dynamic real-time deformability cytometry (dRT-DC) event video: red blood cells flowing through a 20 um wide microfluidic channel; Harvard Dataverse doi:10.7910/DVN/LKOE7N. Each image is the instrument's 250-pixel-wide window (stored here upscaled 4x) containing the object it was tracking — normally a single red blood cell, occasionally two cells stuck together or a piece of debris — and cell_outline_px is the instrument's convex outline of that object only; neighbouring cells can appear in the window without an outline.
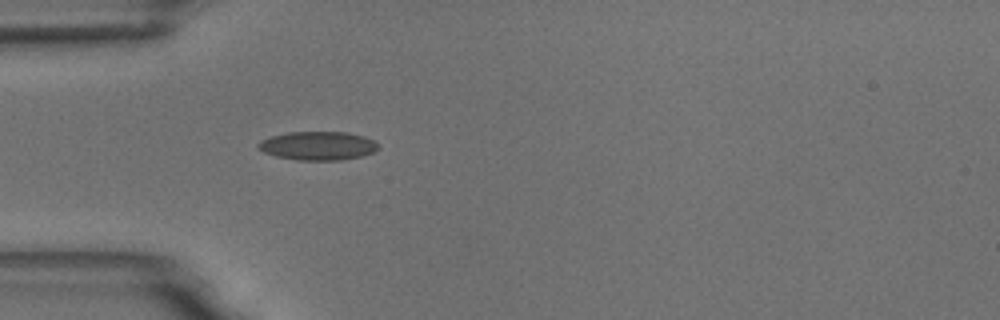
{"species": "common noctule bat (a hibernating species)", "species_latin": "Nyctalus noctula", "temperature_condition": "room temperature", "stored_images_in_passage": 40, "camera_frame_rate_fps": 3000, "um_per_image_px": 0.085, "animal": {"sex": "male", "body_mass_g": 18.8}, "frame": {"image": 1, "passage_image": 1, "time_ms": 0.0, "image_size_px": [1000, 320], "cell_outline_px": [[380, 148], [364, 156], [340, 160], [296, 160], [276, 156], [264, 152], [256, 144], [260, 140], [272, 136], [288, 132], [348, 132], [364, 136], [372, 140]], "centroid_in_image_um": [27.02, 12.39], "position_along_channel_um": 58.0, "area_um2": 20.0}}
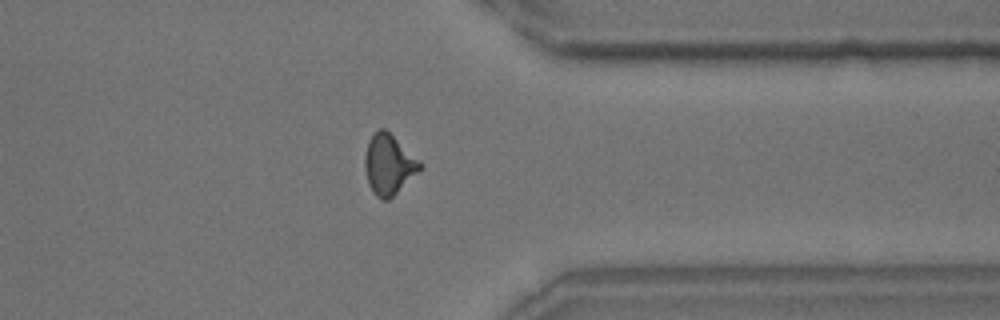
{"frame": {"image": 2, "passage_image": 28, "time_ms": 9.0, "image_size_px": [1000, 320], "cell_outline_px": [[424, 168], [388, 200], [380, 200], [372, 192], [368, 184], [364, 168], [364, 156], [368, 140], [372, 132], [380, 128], [384, 128], [420, 160], [424, 164]], "centroid_in_image_um": [33.04, 13.98], "position_along_channel_um": 378.4, "area_um2": 19.71}}
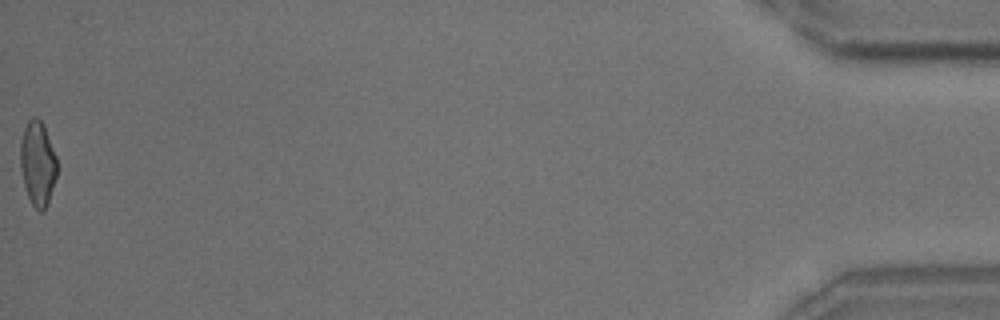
{"frame": {"image": 3, "passage_image": 40, "time_ms": 13.0, "image_size_px": [1000, 320], "cell_outline_px": [[56, 176], [48, 204], [44, 212], [40, 212], [32, 204], [28, 196], [24, 184], [20, 168], [20, 140], [24, 128], [28, 120], [32, 116], [36, 116], [44, 124], [56, 156]], "centroid_in_image_um": [3.19, 13.87], "position_along_channel_um": 432.0, "area_um2": 18.21}, "authors_computed_cell_mechanics": {"area_um2": 18.3804, "velocity_mm_per_s": 3.6607, "shape_relaxation_time_tau1_ms": 7.3159, "shape_relaxation_time_tau2_ms": 1.6467, "deformation_change_tau1": 0.1661, "deformation_change_tau2": 0.0769}}